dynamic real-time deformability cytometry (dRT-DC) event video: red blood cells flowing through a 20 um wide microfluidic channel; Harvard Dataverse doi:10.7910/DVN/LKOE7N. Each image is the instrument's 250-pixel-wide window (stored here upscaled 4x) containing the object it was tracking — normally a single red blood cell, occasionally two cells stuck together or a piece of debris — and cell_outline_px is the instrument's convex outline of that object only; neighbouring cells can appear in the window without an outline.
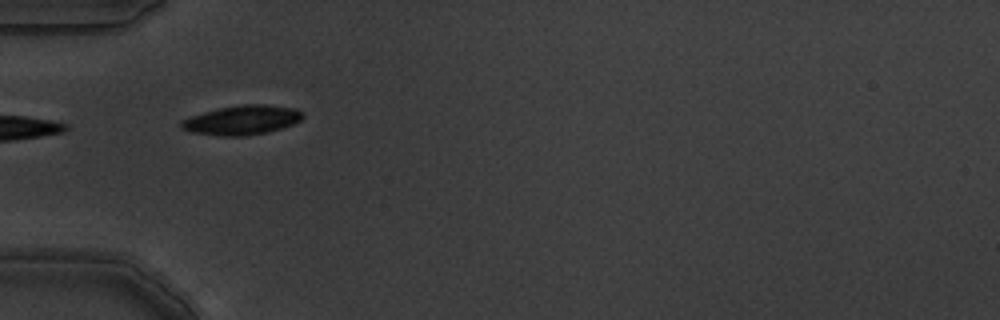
{"species": "common noctule bat (a hibernating species)", "species_latin": "Nyctalus noctula", "temperature_condition": "warm", "stored_images_in_passage": 3, "camera_frame_rate_fps": 3000, "um_per_image_px": 0.085, "animal": {"sex": "male", "body_mass_g": 19.5, "forearm_length_mm": 54.6}, "frame": {"image": 1, "passage_image": 2, "time_ms": 0.333, "image_size_px": [1000, 320], "cell_outline_px": [[304, 116], [300, 120], [292, 124], [268, 132], [248, 136], [220, 136], [192, 132], [180, 128], [180, 120], [204, 112], [220, 108], [240, 104], [264, 104], [292, 108], [304, 112]], "centroid_in_image_um": [20.56, 10.21], "position_along_channel_um": 64.4, "area_um2": 20.75}}